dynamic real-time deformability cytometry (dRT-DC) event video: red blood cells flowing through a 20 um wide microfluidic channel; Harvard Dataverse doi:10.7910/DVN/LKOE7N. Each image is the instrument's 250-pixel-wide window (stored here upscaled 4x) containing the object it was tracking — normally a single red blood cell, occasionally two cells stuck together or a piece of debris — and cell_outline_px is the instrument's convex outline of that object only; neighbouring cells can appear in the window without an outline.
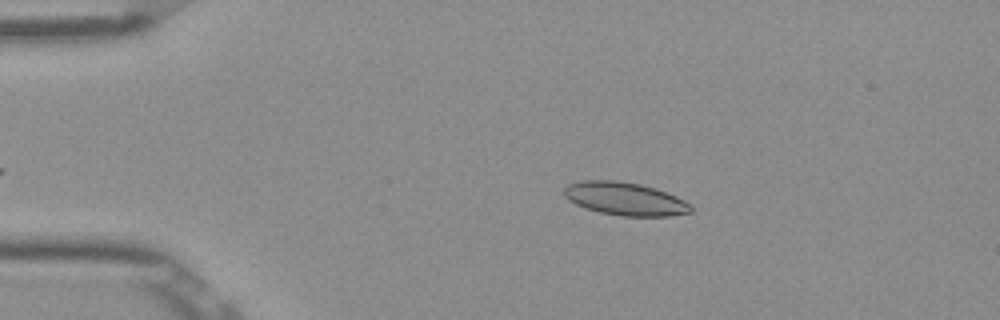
{"species": "Egyptian fruit bat (a non-hibernating species)", "species_latin": "Rousettus aegyptiacus", "temperature_condition": "room temperature", "stored_images_in_passage": 41, "camera_frame_rate_fps": 3000, "um_per_image_px": 0.085, "frame": {"image": 1, "passage_image": 6, "time_ms": 1.667, "image_size_px": [1000, 320], "cell_outline_px": [[692, 212], [668, 216], [620, 216], [600, 212], [584, 208], [568, 200], [564, 196], [564, 188], [568, 184], [580, 180], [616, 180], [640, 184], [656, 188], [676, 196], [684, 200], [692, 208]], "centroid_in_image_um": [53.09, 16.89], "position_along_channel_um": 31.9, "area_um2": 24.51}}
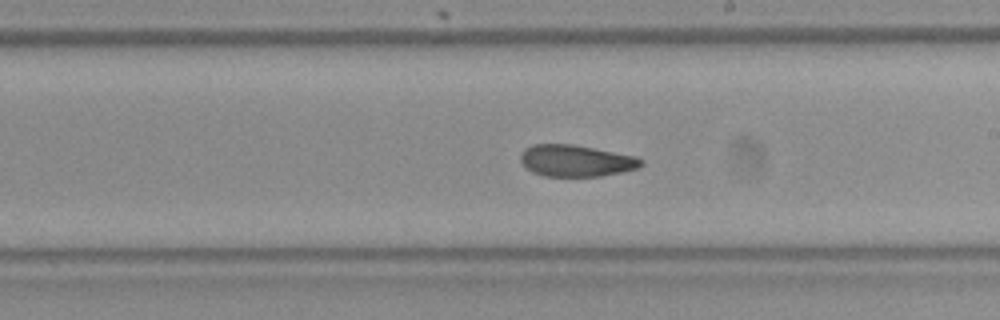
{"frame": {"image": 2, "passage_image": 26, "time_ms": 8.333, "image_size_px": [1000, 320], "cell_outline_px": [[644, 164], [636, 168], [624, 172], [600, 176], [544, 176], [532, 172], [520, 160], [520, 152], [524, 148], [532, 144], [572, 144], [636, 156], [644, 160]], "centroid_in_image_um": [48.96, 13.66], "position_along_channel_um": 240.0, "area_um2": 22.31}}
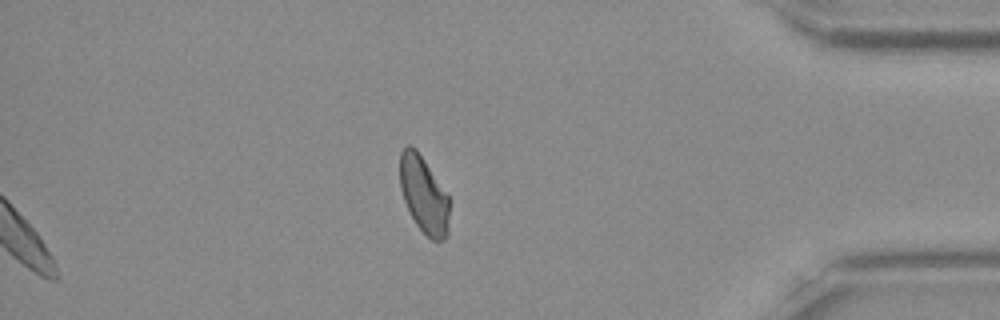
{"frame": {"image": 3, "passage_image": 41, "time_ms": 13.333, "image_size_px": [1000, 320], "cell_outline_px": [[448, 236], [444, 240], [432, 240], [416, 224], [404, 200], [400, 188], [400, 152], [408, 144], [416, 148], [448, 196]], "centroid_in_image_um": [36.01, 16.55], "position_along_channel_um": 399.2, "area_um2": 21.73}, "authors_computed_cell_mechanics": {"area_um2": 23.1778, "velocity_mm_per_s": 3.8868, "shape_relaxation_time_tau1_ms": null, "shape_relaxation_time_tau2_ms": 4.1018, "deformation_change_tau1": null, "deformation_change_tau2": 0.0991}}